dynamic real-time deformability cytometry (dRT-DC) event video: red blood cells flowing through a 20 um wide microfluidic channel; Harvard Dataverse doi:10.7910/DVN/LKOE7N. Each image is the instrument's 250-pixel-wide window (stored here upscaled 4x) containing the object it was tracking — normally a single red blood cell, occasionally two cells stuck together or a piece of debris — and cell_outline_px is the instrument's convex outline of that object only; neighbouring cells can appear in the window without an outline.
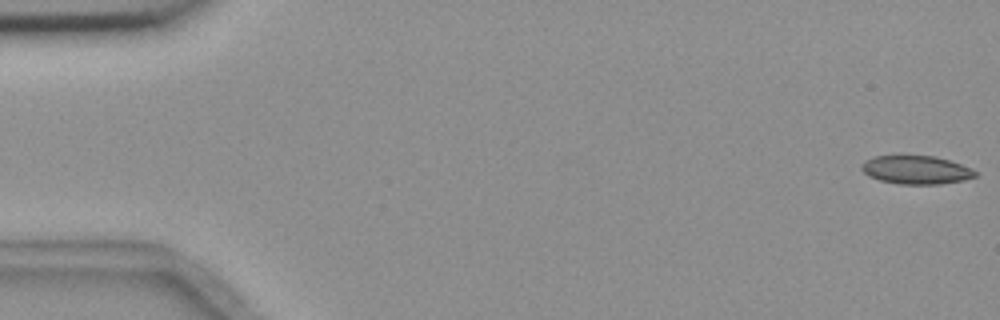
{"species": "common noctule bat (a hibernating species)", "species_latin": "Nyctalus noctula", "temperature_condition": "room temperature", "stored_images_in_passage": 5, "camera_frame_rate_fps": 3000, "um_per_image_px": 0.085, "animal": {"sex": "female", "body_mass_g": 18.4}, "frame": {"image": 1, "passage_image": 1, "time_ms": 0.0, "image_size_px": [1000, 320], "cell_outline_px": [[976, 176], [964, 180], [940, 184], [900, 184], [880, 180], [868, 176], [860, 168], [860, 164], [864, 160], [872, 156], [936, 156], [972, 168], [976, 172]], "centroid_in_image_um": [77.84, 14.44], "position_along_channel_um": 7.2, "area_um2": 18.84}}
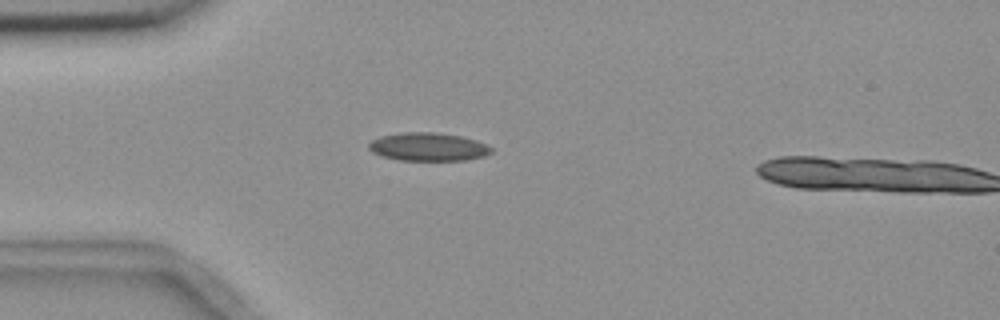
{"frame": {"image": 2, "passage_image": 4, "time_ms": 4.667, "image_size_px": [1000, 320], "cell_outline_px": [[492, 152], [484, 156], [464, 160], [400, 160], [380, 156], [372, 152], [368, 148], [368, 144], [372, 140], [380, 136], [400, 132], [436, 132], [460, 136], [476, 140], [488, 144], [492, 148]], "centroid_in_image_um": [36.38, 12.47], "position_along_channel_um": 48.6, "area_um2": 20.29}}